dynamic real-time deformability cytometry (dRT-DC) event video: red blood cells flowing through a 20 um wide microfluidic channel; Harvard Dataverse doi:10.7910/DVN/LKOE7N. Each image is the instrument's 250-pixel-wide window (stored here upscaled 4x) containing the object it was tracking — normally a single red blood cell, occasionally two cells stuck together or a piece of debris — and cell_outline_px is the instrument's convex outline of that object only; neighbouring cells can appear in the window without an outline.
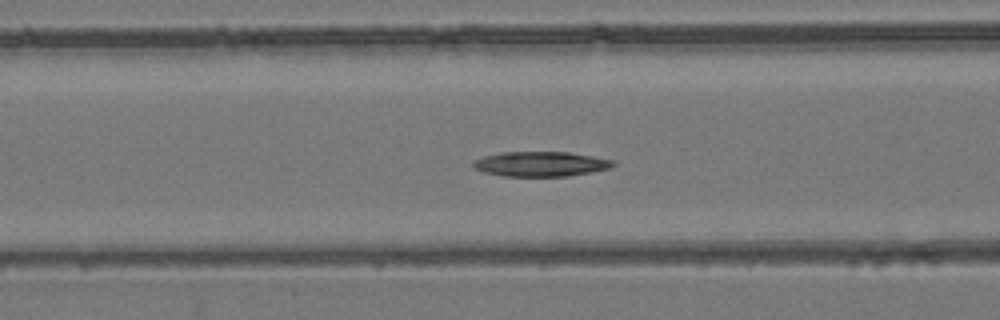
{"species": "common noctule bat (a hibernating species)", "species_latin": "Nyctalus noctula", "temperature_condition": "room temperature", "stored_images_in_passage": 40, "camera_frame_rate_fps": 3000, "um_per_image_px": 0.085, "animal": {"sex": "female", "body_mass_g": 24.6, "forearm_length_mm": 56.2}, "frame": {"image": 1, "passage_image": 8, "time_ms": 2.333, "image_size_px": [1000, 320], "cell_outline_px": [[616, 164], [608, 168], [592, 172], [568, 176], [500, 176], [484, 172], [472, 168], [472, 164], [476, 160], [484, 156], [500, 152], [568, 152], [616, 160]], "centroid_in_image_um": [45.96, 13.94], "position_along_channel_um": 120.6, "area_um2": 20.35}}
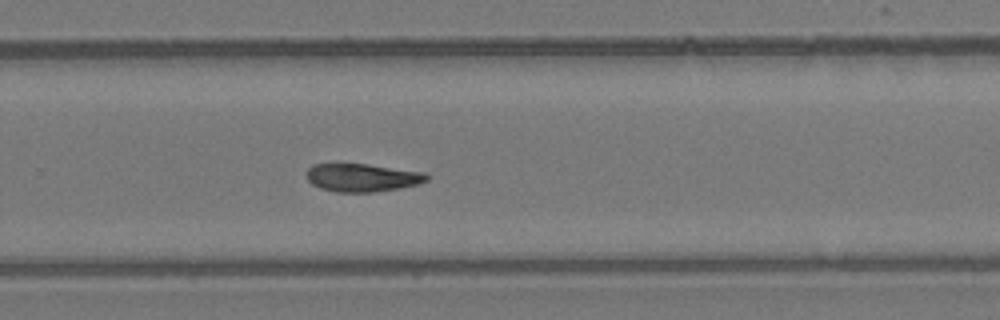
{"frame": {"image": 2, "passage_image": 22, "time_ms": 7.0, "image_size_px": [1000, 320], "cell_outline_px": [[428, 180], [416, 184], [400, 188], [372, 192], [336, 192], [320, 188], [312, 184], [308, 180], [308, 168], [312, 164], [364, 164], [424, 172], [428, 176]], "centroid_in_image_um": [30.77, 15.1], "position_along_channel_um": 299.0, "area_um2": 19.36}}
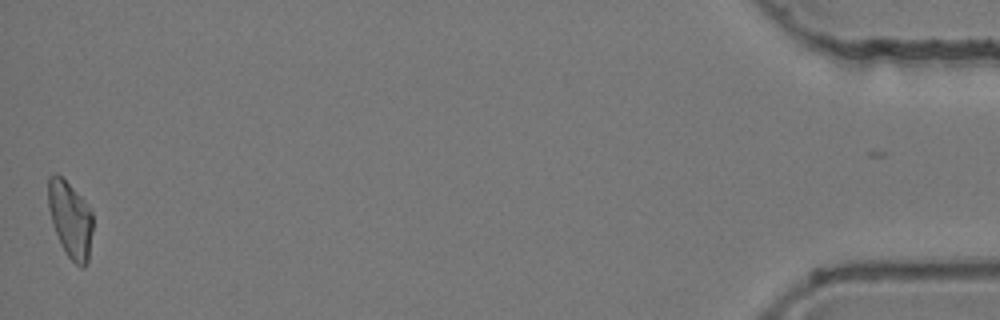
{"frame": {"image": 3, "passage_image": 40, "time_ms": 13.0, "image_size_px": [1000, 320], "cell_outline_px": [[92, 232], [88, 264], [84, 268], [80, 268], [64, 252], [60, 244], [48, 208], [48, 176], [56, 172], [88, 204], [92, 212]], "centroid_in_image_um": [5.98, 18.68], "position_along_channel_um": 429.2, "area_um2": 19.88}}